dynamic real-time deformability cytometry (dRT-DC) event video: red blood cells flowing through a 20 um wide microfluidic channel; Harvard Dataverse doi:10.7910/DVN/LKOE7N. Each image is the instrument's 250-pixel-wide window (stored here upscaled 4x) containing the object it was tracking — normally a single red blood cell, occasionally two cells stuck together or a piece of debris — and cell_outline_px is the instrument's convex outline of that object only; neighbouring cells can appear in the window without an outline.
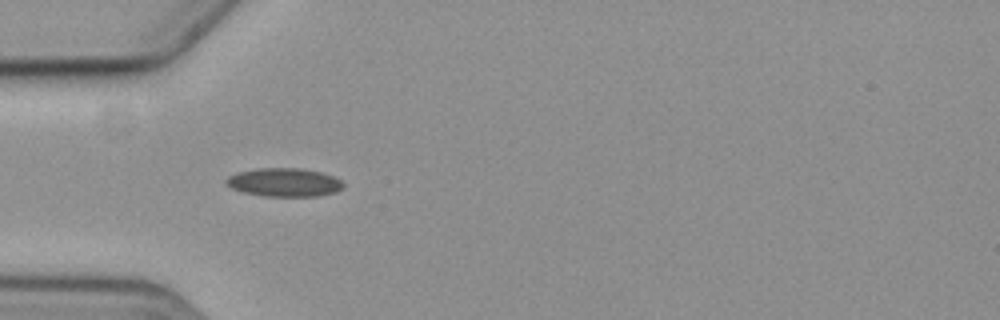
{"species": "common noctule bat (a hibernating species)", "species_latin": "Nyctalus noctula", "temperature_condition": "cold", "stored_images_in_passage": 8, "camera_frame_rate_fps": 3000, "um_per_image_px": 0.085, "animal": {"sex": "female", "body_mass_g": 19.3, "forearm_length_mm": 54.1}, "frame": {"image": 1, "passage_image": 5, "time_ms": 4.667, "image_size_px": [1000, 320], "cell_outline_px": [[344, 188], [336, 192], [320, 196], [264, 196], [244, 192], [232, 188], [224, 184], [224, 180], [228, 176], [236, 172], [256, 168], [300, 168], [320, 172], [332, 176], [340, 180], [344, 184]], "centroid_in_image_um": [24.13, 15.5], "position_along_channel_um": 60.9, "area_um2": 19.59}}
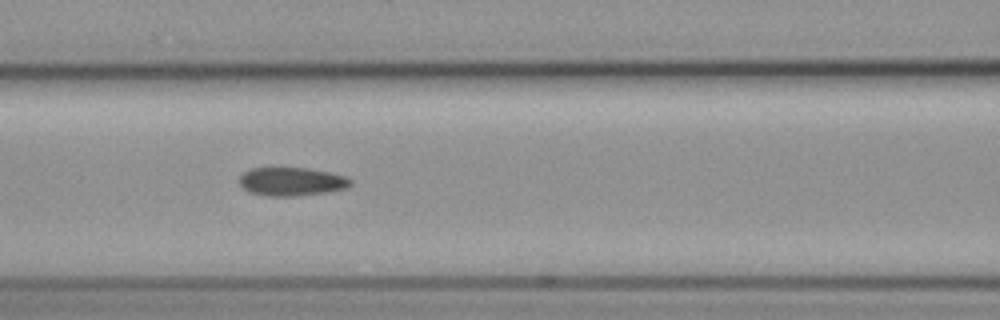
{"frame": {"image": 2, "passage_image": 7, "time_ms": 7.0, "image_size_px": [1000, 320], "cell_outline_px": [[352, 184], [348, 188], [328, 192], [296, 196], [264, 196], [248, 192], [240, 184], [240, 176], [244, 172], [252, 168], [308, 168], [332, 172], [344, 176], [352, 180]], "centroid_in_image_um": [24.81, 15.44], "position_along_channel_um": 141.8, "area_um2": 18.61}}
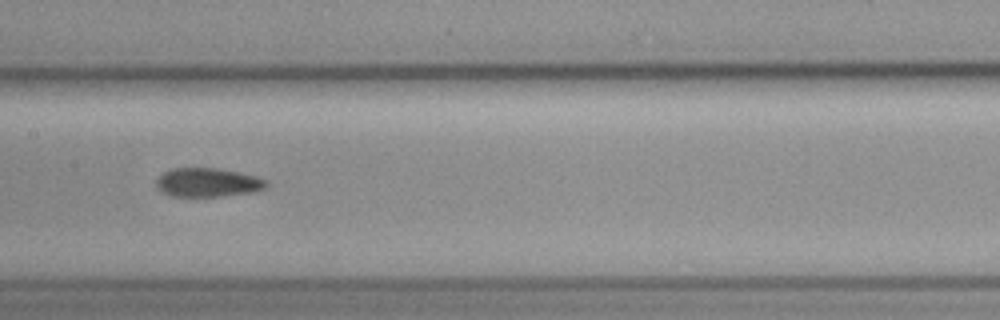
{"frame": {"image": 3, "passage_image": 8, "time_ms": 8.333, "image_size_px": [1000, 320], "cell_outline_px": [[268, 184], [264, 188], [252, 192], [220, 196], [172, 196], [156, 188], [156, 180], [164, 172], [172, 168], [216, 168], [256, 176], [268, 180]], "centroid_in_image_um": [17.65, 15.5], "position_along_channel_um": 189.7, "area_um2": 18.32}}